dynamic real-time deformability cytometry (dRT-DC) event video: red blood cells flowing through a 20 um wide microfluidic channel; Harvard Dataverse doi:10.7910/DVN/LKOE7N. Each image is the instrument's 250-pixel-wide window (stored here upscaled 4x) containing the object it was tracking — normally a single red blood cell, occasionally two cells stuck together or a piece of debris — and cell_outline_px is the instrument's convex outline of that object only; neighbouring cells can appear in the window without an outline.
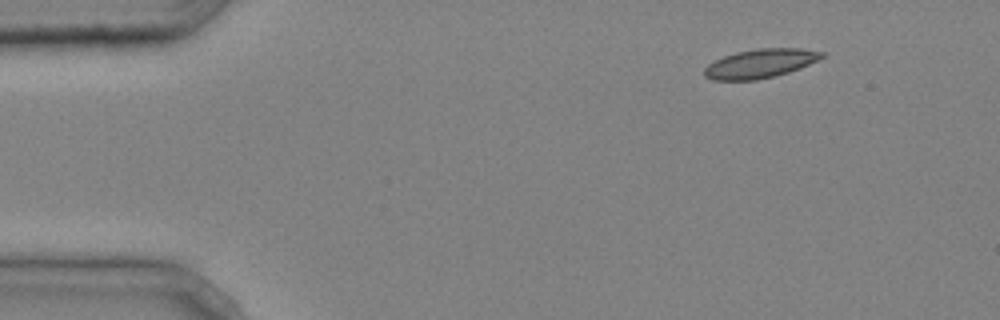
{"species": "common noctule bat (a hibernating species)", "species_latin": "Nyctalus noctula", "temperature_condition": "cold", "stored_images_in_passage": 3, "camera_frame_rate_fps": 3000, "um_per_image_px": 0.085, "animal": {"sex": "male", "body_mass_g": 20.4}, "frame": {"image": 1, "passage_image": 1, "time_ms": 0.0, "image_size_px": [1000, 320], "cell_outline_px": [[824, 56], [800, 68], [788, 72], [756, 80], [712, 80], [704, 76], [704, 68], [708, 64], [724, 56], [736, 52], [756, 48], [800, 48], [824, 52]], "centroid_in_image_um": [64.59, 5.39], "position_along_channel_um": 20.4, "area_um2": 19.65}}